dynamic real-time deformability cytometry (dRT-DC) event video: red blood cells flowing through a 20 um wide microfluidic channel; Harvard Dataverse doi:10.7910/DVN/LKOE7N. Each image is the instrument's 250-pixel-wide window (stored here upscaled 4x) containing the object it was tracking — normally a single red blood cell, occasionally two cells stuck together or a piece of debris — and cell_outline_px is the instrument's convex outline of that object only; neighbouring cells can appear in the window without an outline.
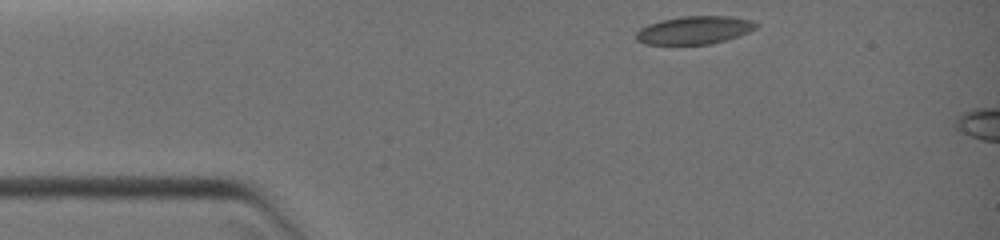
{"species": "common noctule bat (a hibernating species)", "species_latin": "Nyctalus noctula", "temperature_condition": "warm", "stored_images_in_passage": 13, "camera_frame_rate_fps": 3000, "um_per_image_px": 0.085, "animal": {"sex": "female", "body_mass_g": 19.0, "forearm_length_mm": 51.5}, "frame": {"image": 1, "passage_image": 1, "time_ms": 0.0, "image_size_px": [1000, 240], "cell_outline_px": [[760, 24], [756, 28], [740, 36], [708, 44], [644, 44], [636, 40], [636, 32], [640, 28], [648, 24], [660, 20], [680, 16], [732, 16], [752, 20]], "centroid_in_image_um": [59.03, 2.55], "position_along_channel_um": 26.0, "area_um2": 19.71}}
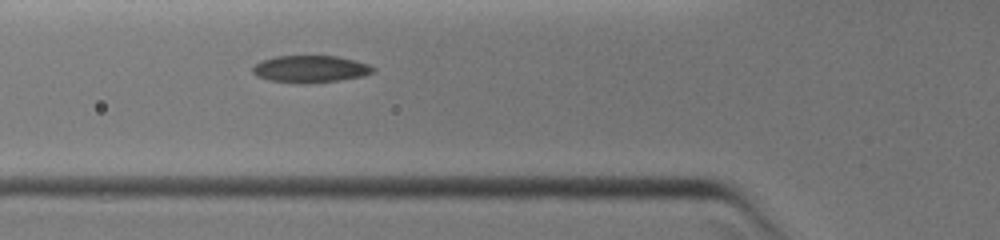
{"frame": {"image": 2, "passage_image": 8, "time_ms": 2.667, "image_size_px": [1000, 240], "cell_outline_px": [[376, 72], [364, 76], [340, 80], [296, 84], [268, 80], [256, 76], [252, 72], [252, 68], [260, 60], [276, 56], [336, 56], [368, 64], [376, 68]], "centroid_in_image_um": [26.37, 5.87], "position_along_channel_um": 99.4, "area_um2": 19.13}}
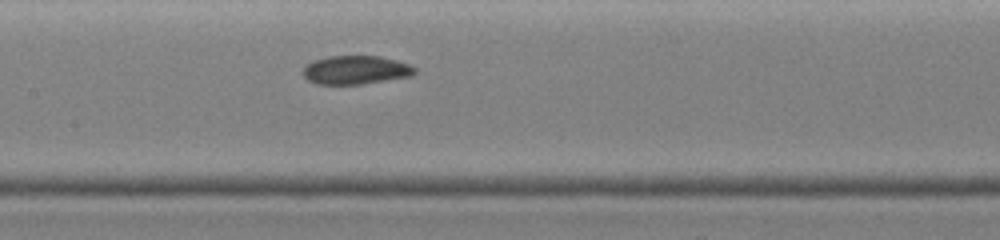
{"frame": {"image": 3, "passage_image": 13, "time_ms": 4.333, "image_size_px": [1000, 240], "cell_outline_px": [[416, 72], [412, 76], [364, 84], [316, 84], [308, 80], [304, 76], [304, 68], [312, 60], [328, 56], [380, 56], [396, 60], [408, 64], [416, 68]], "centroid_in_image_um": [30.26, 5.95], "position_along_channel_um": 177.1, "area_um2": 18.67}}